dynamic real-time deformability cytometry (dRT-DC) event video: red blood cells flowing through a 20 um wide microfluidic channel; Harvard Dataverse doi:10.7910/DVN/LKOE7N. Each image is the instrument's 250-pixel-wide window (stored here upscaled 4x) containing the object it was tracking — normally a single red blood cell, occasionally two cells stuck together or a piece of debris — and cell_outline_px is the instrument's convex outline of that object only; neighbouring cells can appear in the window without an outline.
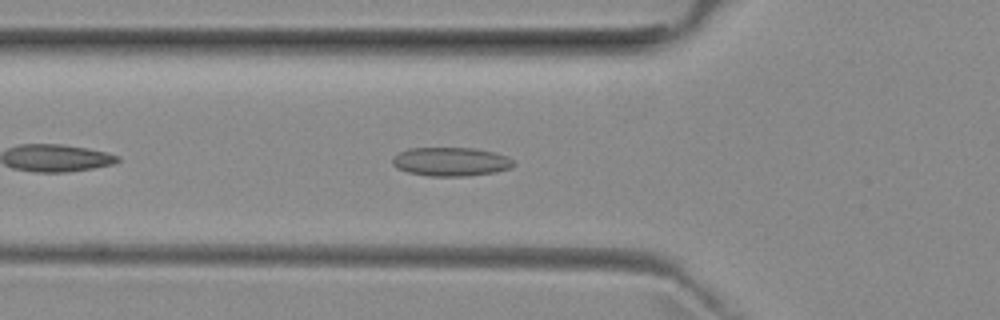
{"species": "common noctule bat (a hibernating species)", "species_latin": "Nyctalus noctula", "temperature_condition": "room temperature", "stored_images_in_passage": 39, "camera_frame_rate_fps": 3000, "um_per_image_px": 0.085, "animal": {"sex": "female", "body_mass_g": 29.2, "forearm_length_mm": 56.3}, "frame": {"image": 1, "passage_image": 5, "time_ms": 1.333, "image_size_px": [1000, 320], "cell_outline_px": [[516, 164], [512, 168], [496, 172], [468, 176], [428, 176], [408, 172], [396, 168], [392, 164], [392, 156], [408, 148], [472, 148], [492, 152], [508, 156]], "centroid_in_image_um": [38.32, 13.75], "position_along_channel_um": 87.5, "area_um2": 20.46}}
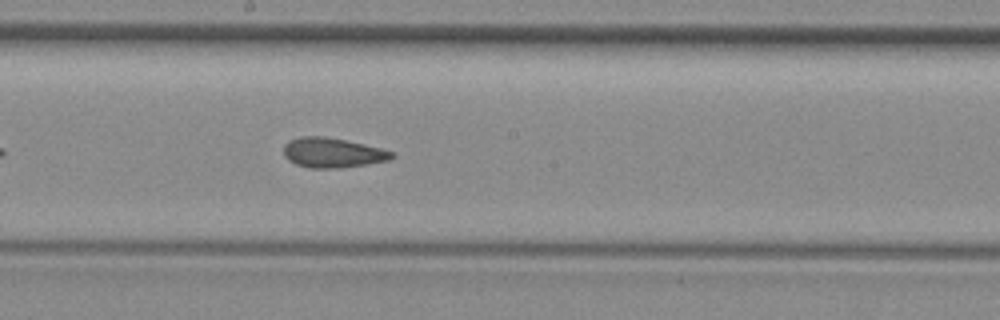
{"frame": {"image": 2, "passage_image": 15, "time_ms": 4.667, "image_size_px": [1000, 320], "cell_outline_px": [[396, 156], [392, 160], [368, 164], [336, 168], [308, 168], [296, 164], [288, 160], [284, 156], [284, 144], [288, 140], [300, 136], [324, 136], [364, 144], [380, 148], [392, 152]], "centroid_in_image_um": [28.25, 12.98], "position_along_channel_um": 219.9, "area_um2": 18.9}}
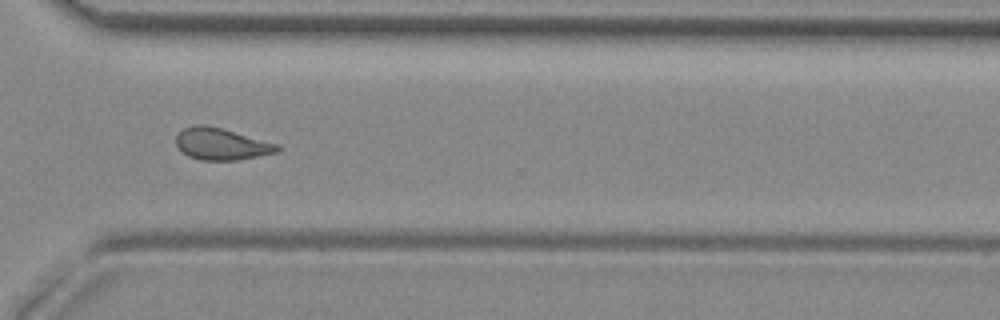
{"frame": {"image": 3, "passage_image": 25, "time_ms": 8.0, "image_size_px": [1000, 320], "cell_outline_px": [[280, 148], [276, 152], [236, 160], [200, 160], [188, 156], [176, 144], [176, 136], [184, 128], [192, 124], [204, 124], [220, 128], [280, 144]], "centroid_in_image_um": [18.8, 12.23], "position_along_channel_um": 351.8, "area_um2": 18.55}, "authors_computed_cell_mechanics": {"area_um2": 18.8428, "velocity_mm_per_s": 3.9605, "shape_relaxation_time_tau1_ms": null, "shape_relaxation_time_tau2_ms": 1.8992, "deformation_change_tau1": null, "deformation_change_tau2": 0.0924}}